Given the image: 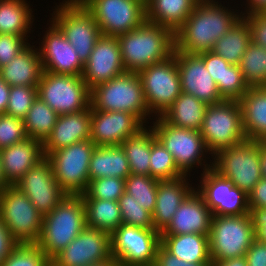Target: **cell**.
<instances>
[{"instance_id":"1","label":"cell","mask_w":266,"mask_h":266,"mask_svg":"<svg viewBox=\"0 0 266 266\" xmlns=\"http://www.w3.org/2000/svg\"><path fill=\"white\" fill-rule=\"evenodd\" d=\"M216 1L198 2L184 24L175 32V51L188 54L211 51L215 42L241 17L237 9H229Z\"/></svg>"},{"instance_id":"2","label":"cell","mask_w":266,"mask_h":266,"mask_svg":"<svg viewBox=\"0 0 266 266\" xmlns=\"http://www.w3.org/2000/svg\"><path fill=\"white\" fill-rule=\"evenodd\" d=\"M127 72H136L170 58L175 51V33L145 21L135 30L117 36Z\"/></svg>"},{"instance_id":"3","label":"cell","mask_w":266,"mask_h":266,"mask_svg":"<svg viewBox=\"0 0 266 266\" xmlns=\"http://www.w3.org/2000/svg\"><path fill=\"white\" fill-rule=\"evenodd\" d=\"M86 227L82 195H67L49 214L43 216L40 238L36 243L52 259Z\"/></svg>"},{"instance_id":"4","label":"cell","mask_w":266,"mask_h":266,"mask_svg":"<svg viewBox=\"0 0 266 266\" xmlns=\"http://www.w3.org/2000/svg\"><path fill=\"white\" fill-rule=\"evenodd\" d=\"M90 106L98 111H125L145 126L152 115L146 104L138 73L125 72L90 90ZM148 117V118H147ZM147 120V121H146Z\"/></svg>"},{"instance_id":"5","label":"cell","mask_w":266,"mask_h":266,"mask_svg":"<svg viewBox=\"0 0 266 266\" xmlns=\"http://www.w3.org/2000/svg\"><path fill=\"white\" fill-rule=\"evenodd\" d=\"M153 126L155 138L172 154L177 168L189 175L194 167L203 166V171L212 168L213 160L207 164L206 154H211L198 130L180 128L165 122L160 116L154 117ZM204 158V159H203ZM203 161V162H202ZM205 163V164H203ZM189 172V173H188Z\"/></svg>"},{"instance_id":"6","label":"cell","mask_w":266,"mask_h":266,"mask_svg":"<svg viewBox=\"0 0 266 266\" xmlns=\"http://www.w3.org/2000/svg\"><path fill=\"white\" fill-rule=\"evenodd\" d=\"M208 238L212 262L245 256L256 239L254 215L212 216Z\"/></svg>"},{"instance_id":"7","label":"cell","mask_w":266,"mask_h":266,"mask_svg":"<svg viewBox=\"0 0 266 266\" xmlns=\"http://www.w3.org/2000/svg\"><path fill=\"white\" fill-rule=\"evenodd\" d=\"M54 8L49 22L61 30L84 64L102 35L99 25L79 0H64Z\"/></svg>"},{"instance_id":"8","label":"cell","mask_w":266,"mask_h":266,"mask_svg":"<svg viewBox=\"0 0 266 266\" xmlns=\"http://www.w3.org/2000/svg\"><path fill=\"white\" fill-rule=\"evenodd\" d=\"M212 168L249 194L262 178L260 141L249 140L218 151Z\"/></svg>"},{"instance_id":"9","label":"cell","mask_w":266,"mask_h":266,"mask_svg":"<svg viewBox=\"0 0 266 266\" xmlns=\"http://www.w3.org/2000/svg\"><path fill=\"white\" fill-rule=\"evenodd\" d=\"M200 133L212 157L221 149L245 141L239 101L224 100L208 105Z\"/></svg>"},{"instance_id":"10","label":"cell","mask_w":266,"mask_h":266,"mask_svg":"<svg viewBox=\"0 0 266 266\" xmlns=\"http://www.w3.org/2000/svg\"><path fill=\"white\" fill-rule=\"evenodd\" d=\"M0 219L17 243L38 242L43 216L14 185H9L0 192Z\"/></svg>"},{"instance_id":"11","label":"cell","mask_w":266,"mask_h":266,"mask_svg":"<svg viewBox=\"0 0 266 266\" xmlns=\"http://www.w3.org/2000/svg\"><path fill=\"white\" fill-rule=\"evenodd\" d=\"M93 15L104 36L117 37L146 20V0H79Z\"/></svg>"},{"instance_id":"12","label":"cell","mask_w":266,"mask_h":266,"mask_svg":"<svg viewBox=\"0 0 266 266\" xmlns=\"http://www.w3.org/2000/svg\"><path fill=\"white\" fill-rule=\"evenodd\" d=\"M38 97L58 115L79 112L90 106V90L82 76L43 71Z\"/></svg>"},{"instance_id":"13","label":"cell","mask_w":266,"mask_h":266,"mask_svg":"<svg viewBox=\"0 0 266 266\" xmlns=\"http://www.w3.org/2000/svg\"><path fill=\"white\" fill-rule=\"evenodd\" d=\"M96 145L91 139L53 151L51 161L54 177L69 195H81L89 184V163Z\"/></svg>"},{"instance_id":"14","label":"cell","mask_w":266,"mask_h":266,"mask_svg":"<svg viewBox=\"0 0 266 266\" xmlns=\"http://www.w3.org/2000/svg\"><path fill=\"white\" fill-rule=\"evenodd\" d=\"M138 75L148 110L155 117L161 116L182 92L176 51L170 58L139 71Z\"/></svg>"},{"instance_id":"15","label":"cell","mask_w":266,"mask_h":266,"mask_svg":"<svg viewBox=\"0 0 266 266\" xmlns=\"http://www.w3.org/2000/svg\"><path fill=\"white\" fill-rule=\"evenodd\" d=\"M160 244L155 229L121 224L111 234V254L119 266H153Z\"/></svg>"},{"instance_id":"16","label":"cell","mask_w":266,"mask_h":266,"mask_svg":"<svg viewBox=\"0 0 266 266\" xmlns=\"http://www.w3.org/2000/svg\"><path fill=\"white\" fill-rule=\"evenodd\" d=\"M196 191L204 199L212 216H240L251 214L249 197L229 179L221 176L213 168L201 173Z\"/></svg>"},{"instance_id":"17","label":"cell","mask_w":266,"mask_h":266,"mask_svg":"<svg viewBox=\"0 0 266 266\" xmlns=\"http://www.w3.org/2000/svg\"><path fill=\"white\" fill-rule=\"evenodd\" d=\"M14 186L29 198L42 216L49 214L68 195L56 181L47 157L30 168Z\"/></svg>"},{"instance_id":"18","label":"cell","mask_w":266,"mask_h":266,"mask_svg":"<svg viewBox=\"0 0 266 266\" xmlns=\"http://www.w3.org/2000/svg\"><path fill=\"white\" fill-rule=\"evenodd\" d=\"M113 258L111 234L86 226L64 249L51 259L52 266H86Z\"/></svg>"},{"instance_id":"19","label":"cell","mask_w":266,"mask_h":266,"mask_svg":"<svg viewBox=\"0 0 266 266\" xmlns=\"http://www.w3.org/2000/svg\"><path fill=\"white\" fill-rule=\"evenodd\" d=\"M145 125L125 111H98L91 107L90 139L96 146H120Z\"/></svg>"},{"instance_id":"20","label":"cell","mask_w":266,"mask_h":266,"mask_svg":"<svg viewBox=\"0 0 266 266\" xmlns=\"http://www.w3.org/2000/svg\"><path fill=\"white\" fill-rule=\"evenodd\" d=\"M125 72L117 37L101 35L83 67L82 78L88 89L91 90Z\"/></svg>"},{"instance_id":"21","label":"cell","mask_w":266,"mask_h":266,"mask_svg":"<svg viewBox=\"0 0 266 266\" xmlns=\"http://www.w3.org/2000/svg\"><path fill=\"white\" fill-rule=\"evenodd\" d=\"M45 31L39 53L43 71L82 76L84 64L61 30L51 21Z\"/></svg>"},{"instance_id":"22","label":"cell","mask_w":266,"mask_h":266,"mask_svg":"<svg viewBox=\"0 0 266 266\" xmlns=\"http://www.w3.org/2000/svg\"><path fill=\"white\" fill-rule=\"evenodd\" d=\"M176 60L182 92L193 95L207 105L224 101L198 54L176 51Z\"/></svg>"},{"instance_id":"23","label":"cell","mask_w":266,"mask_h":266,"mask_svg":"<svg viewBox=\"0 0 266 266\" xmlns=\"http://www.w3.org/2000/svg\"><path fill=\"white\" fill-rule=\"evenodd\" d=\"M212 212L194 189L181 203L161 235L202 234L209 236Z\"/></svg>"},{"instance_id":"24","label":"cell","mask_w":266,"mask_h":266,"mask_svg":"<svg viewBox=\"0 0 266 266\" xmlns=\"http://www.w3.org/2000/svg\"><path fill=\"white\" fill-rule=\"evenodd\" d=\"M91 129V106L79 112L58 116L53 130L42 143L44 156L74 143L89 140Z\"/></svg>"},{"instance_id":"25","label":"cell","mask_w":266,"mask_h":266,"mask_svg":"<svg viewBox=\"0 0 266 266\" xmlns=\"http://www.w3.org/2000/svg\"><path fill=\"white\" fill-rule=\"evenodd\" d=\"M188 180H190L188 175L158 180L156 205L152 213V221L155 230L160 233L171 222L184 199L195 189V185L192 187Z\"/></svg>"},{"instance_id":"26","label":"cell","mask_w":266,"mask_h":266,"mask_svg":"<svg viewBox=\"0 0 266 266\" xmlns=\"http://www.w3.org/2000/svg\"><path fill=\"white\" fill-rule=\"evenodd\" d=\"M217 85L224 100L239 101L250 88L244 80L239 65H233L212 51L198 54Z\"/></svg>"},{"instance_id":"27","label":"cell","mask_w":266,"mask_h":266,"mask_svg":"<svg viewBox=\"0 0 266 266\" xmlns=\"http://www.w3.org/2000/svg\"><path fill=\"white\" fill-rule=\"evenodd\" d=\"M0 152L3 174L10 185L17 183L30 168L45 157L42 143L29 137L1 149Z\"/></svg>"},{"instance_id":"28","label":"cell","mask_w":266,"mask_h":266,"mask_svg":"<svg viewBox=\"0 0 266 266\" xmlns=\"http://www.w3.org/2000/svg\"><path fill=\"white\" fill-rule=\"evenodd\" d=\"M42 73L39 49L30 44L0 68V77L9 86H38Z\"/></svg>"},{"instance_id":"29","label":"cell","mask_w":266,"mask_h":266,"mask_svg":"<svg viewBox=\"0 0 266 266\" xmlns=\"http://www.w3.org/2000/svg\"><path fill=\"white\" fill-rule=\"evenodd\" d=\"M239 103L246 139L266 141V86L250 87Z\"/></svg>"},{"instance_id":"30","label":"cell","mask_w":266,"mask_h":266,"mask_svg":"<svg viewBox=\"0 0 266 266\" xmlns=\"http://www.w3.org/2000/svg\"><path fill=\"white\" fill-rule=\"evenodd\" d=\"M200 0H146L147 21L176 32Z\"/></svg>"},{"instance_id":"31","label":"cell","mask_w":266,"mask_h":266,"mask_svg":"<svg viewBox=\"0 0 266 266\" xmlns=\"http://www.w3.org/2000/svg\"><path fill=\"white\" fill-rule=\"evenodd\" d=\"M131 174L124 149L120 146H96L89 163V181L103 177L126 179Z\"/></svg>"},{"instance_id":"32","label":"cell","mask_w":266,"mask_h":266,"mask_svg":"<svg viewBox=\"0 0 266 266\" xmlns=\"http://www.w3.org/2000/svg\"><path fill=\"white\" fill-rule=\"evenodd\" d=\"M207 106L193 95L181 92L160 117L173 126L200 131Z\"/></svg>"},{"instance_id":"33","label":"cell","mask_w":266,"mask_h":266,"mask_svg":"<svg viewBox=\"0 0 266 266\" xmlns=\"http://www.w3.org/2000/svg\"><path fill=\"white\" fill-rule=\"evenodd\" d=\"M161 245L189 263H211L209 238L202 234L161 235Z\"/></svg>"},{"instance_id":"34","label":"cell","mask_w":266,"mask_h":266,"mask_svg":"<svg viewBox=\"0 0 266 266\" xmlns=\"http://www.w3.org/2000/svg\"><path fill=\"white\" fill-rule=\"evenodd\" d=\"M27 0H0V34L25 37L31 33L34 15ZM27 35V36H26Z\"/></svg>"},{"instance_id":"35","label":"cell","mask_w":266,"mask_h":266,"mask_svg":"<svg viewBox=\"0 0 266 266\" xmlns=\"http://www.w3.org/2000/svg\"><path fill=\"white\" fill-rule=\"evenodd\" d=\"M252 42L248 21L240 17L236 23L213 45L212 52L228 63L239 65L246 48Z\"/></svg>"},{"instance_id":"36","label":"cell","mask_w":266,"mask_h":266,"mask_svg":"<svg viewBox=\"0 0 266 266\" xmlns=\"http://www.w3.org/2000/svg\"><path fill=\"white\" fill-rule=\"evenodd\" d=\"M154 139V131L147 125L137 134L128 137L121 143V147L126 153L131 174L150 176L151 142Z\"/></svg>"},{"instance_id":"37","label":"cell","mask_w":266,"mask_h":266,"mask_svg":"<svg viewBox=\"0 0 266 266\" xmlns=\"http://www.w3.org/2000/svg\"><path fill=\"white\" fill-rule=\"evenodd\" d=\"M83 202L86 226L112 234L123 224L118 201L83 198Z\"/></svg>"},{"instance_id":"38","label":"cell","mask_w":266,"mask_h":266,"mask_svg":"<svg viewBox=\"0 0 266 266\" xmlns=\"http://www.w3.org/2000/svg\"><path fill=\"white\" fill-rule=\"evenodd\" d=\"M58 116L53 109L37 97L23 118L27 137L43 143L53 130Z\"/></svg>"},{"instance_id":"39","label":"cell","mask_w":266,"mask_h":266,"mask_svg":"<svg viewBox=\"0 0 266 266\" xmlns=\"http://www.w3.org/2000/svg\"><path fill=\"white\" fill-rule=\"evenodd\" d=\"M249 87L266 86V48L251 42L239 63Z\"/></svg>"},{"instance_id":"40","label":"cell","mask_w":266,"mask_h":266,"mask_svg":"<svg viewBox=\"0 0 266 266\" xmlns=\"http://www.w3.org/2000/svg\"><path fill=\"white\" fill-rule=\"evenodd\" d=\"M157 187L158 180L151 176L130 174L125 179V192L151 214L156 205Z\"/></svg>"},{"instance_id":"41","label":"cell","mask_w":266,"mask_h":266,"mask_svg":"<svg viewBox=\"0 0 266 266\" xmlns=\"http://www.w3.org/2000/svg\"><path fill=\"white\" fill-rule=\"evenodd\" d=\"M183 175L177 168L172 154L155 138L151 142L150 176L157 180H165Z\"/></svg>"},{"instance_id":"42","label":"cell","mask_w":266,"mask_h":266,"mask_svg":"<svg viewBox=\"0 0 266 266\" xmlns=\"http://www.w3.org/2000/svg\"><path fill=\"white\" fill-rule=\"evenodd\" d=\"M1 266H52L51 259L36 243H18Z\"/></svg>"},{"instance_id":"43","label":"cell","mask_w":266,"mask_h":266,"mask_svg":"<svg viewBox=\"0 0 266 266\" xmlns=\"http://www.w3.org/2000/svg\"><path fill=\"white\" fill-rule=\"evenodd\" d=\"M122 222L125 225L155 229L152 214L140 205L132 195L124 192L118 200Z\"/></svg>"},{"instance_id":"44","label":"cell","mask_w":266,"mask_h":266,"mask_svg":"<svg viewBox=\"0 0 266 266\" xmlns=\"http://www.w3.org/2000/svg\"><path fill=\"white\" fill-rule=\"evenodd\" d=\"M125 192V179L117 177H103L89 181L83 198L118 201Z\"/></svg>"},{"instance_id":"45","label":"cell","mask_w":266,"mask_h":266,"mask_svg":"<svg viewBox=\"0 0 266 266\" xmlns=\"http://www.w3.org/2000/svg\"><path fill=\"white\" fill-rule=\"evenodd\" d=\"M37 97V86H10L5 114L23 119Z\"/></svg>"},{"instance_id":"46","label":"cell","mask_w":266,"mask_h":266,"mask_svg":"<svg viewBox=\"0 0 266 266\" xmlns=\"http://www.w3.org/2000/svg\"><path fill=\"white\" fill-rule=\"evenodd\" d=\"M27 137L23 119L0 114V150L24 141Z\"/></svg>"},{"instance_id":"47","label":"cell","mask_w":266,"mask_h":266,"mask_svg":"<svg viewBox=\"0 0 266 266\" xmlns=\"http://www.w3.org/2000/svg\"><path fill=\"white\" fill-rule=\"evenodd\" d=\"M29 44L25 37L13 34H0V68L7 65Z\"/></svg>"},{"instance_id":"48","label":"cell","mask_w":266,"mask_h":266,"mask_svg":"<svg viewBox=\"0 0 266 266\" xmlns=\"http://www.w3.org/2000/svg\"><path fill=\"white\" fill-rule=\"evenodd\" d=\"M251 30V40L256 45L266 48V15L253 13L244 16Z\"/></svg>"},{"instance_id":"49","label":"cell","mask_w":266,"mask_h":266,"mask_svg":"<svg viewBox=\"0 0 266 266\" xmlns=\"http://www.w3.org/2000/svg\"><path fill=\"white\" fill-rule=\"evenodd\" d=\"M211 263H189L169 253L159 245L153 266H210Z\"/></svg>"},{"instance_id":"50","label":"cell","mask_w":266,"mask_h":266,"mask_svg":"<svg viewBox=\"0 0 266 266\" xmlns=\"http://www.w3.org/2000/svg\"><path fill=\"white\" fill-rule=\"evenodd\" d=\"M250 212L262 211L266 209V178H261L253 190L248 194Z\"/></svg>"},{"instance_id":"51","label":"cell","mask_w":266,"mask_h":266,"mask_svg":"<svg viewBox=\"0 0 266 266\" xmlns=\"http://www.w3.org/2000/svg\"><path fill=\"white\" fill-rule=\"evenodd\" d=\"M247 266H266V243L257 238L246 251Z\"/></svg>"},{"instance_id":"52","label":"cell","mask_w":266,"mask_h":266,"mask_svg":"<svg viewBox=\"0 0 266 266\" xmlns=\"http://www.w3.org/2000/svg\"><path fill=\"white\" fill-rule=\"evenodd\" d=\"M18 243L12 238L7 227L0 219V266Z\"/></svg>"},{"instance_id":"53","label":"cell","mask_w":266,"mask_h":266,"mask_svg":"<svg viewBox=\"0 0 266 266\" xmlns=\"http://www.w3.org/2000/svg\"><path fill=\"white\" fill-rule=\"evenodd\" d=\"M255 229H256V238L261 242H266V209L255 212Z\"/></svg>"},{"instance_id":"54","label":"cell","mask_w":266,"mask_h":266,"mask_svg":"<svg viewBox=\"0 0 266 266\" xmlns=\"http://www.w3.org/2000/svg\"><path fill=\"white\" fill-rule=\"evenodd\" d=\"M245 6L247 7L245 11L240 12L242 17L253 13H263L266 9V0H246Z\"/></svg>"},{"instance_id":"55","label":"cell","mask_w":266,"mask_h":266,"mask_svg":"<svg viewBox=\"0 0 266 266\" xmlns=\"http://www.w3.org/2000/svg\"><path fill=\"white\" fill-rule=\"evenodd\" d=\"M9 95L10 86L0 77V114L6 113Z\"/></svg>"},{"instance_id":"56","label":"cell","mask_w":266,"mask_h":266,"mask_svg":"<svg viewBox=\"0 0 266 266\" xmlns=\"http://www.w3.org/2000/svg\"><path fill=\"white\" fill-rule=\"evenodd\" d=\"M210 266H247V260L245 256H242L238 258L221 260L218 262H211Z\"/></svg>"},{"instance_id":"57","label":"cell","mask_w":266,"mask_h":266,"mask_svg":"<svg viewBox=\"0 0 266 266\" xmlns=\"http://www.w3.org/2000/svg\"><path fill=\"white\" fill-rule=\"evenodd\" d=\"M260 163L262 177L266 178V141L260 142Z\"/></svg>"},{"instance_id":"58","label":"cell","mask_w":266,"mask_h":266,"mask_svg":"<svg viewBox=\"0 0 266 266\" xmlns=\"http://www.w3.org/2000/svg\"><path fill=\"white\" fill-rule=\"evenodd\" d=\"M86 266H119L117 260L113 258H108L100 262L90 263Z\"/></svg>"},{"instance_id":"59","label":"cell","mask_w":266,"mask_h":266,"mask_svg":"<svg viewBox=\"0 0 266 266\" xmlns=\"http://www.w3.org/2000/svg\"><path fill=\"white\" fill-rule=\"evenodd\" d=\"M10 184L5 180L3 170H2V162H1V152H0V192L8 187Z\"/></svg>"}]
</instances>
